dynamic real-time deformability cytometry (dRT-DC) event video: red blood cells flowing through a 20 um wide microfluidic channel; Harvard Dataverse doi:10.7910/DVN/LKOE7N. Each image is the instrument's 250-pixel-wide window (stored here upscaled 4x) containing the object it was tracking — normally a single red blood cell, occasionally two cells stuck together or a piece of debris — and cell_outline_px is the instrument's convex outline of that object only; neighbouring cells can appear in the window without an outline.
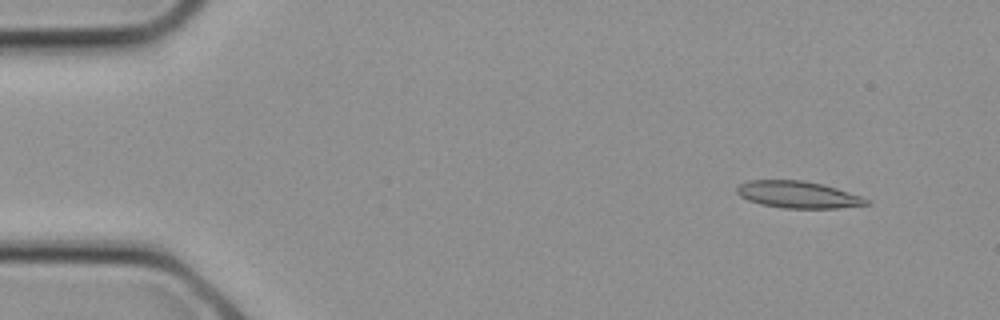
{"species": "common noctule bat (a hibernating species)", "species_latin": "Nyctalus noctula", "temperature_condition": "cold", "stored_images_in_passage": 10, "camera_frame_rate_fps": 3000, "um_per_image_px": 0.085, "animal": {"sex": "female", "body_mass_g": 21.9}, "frame": {"image": 1, "passage_image": 3, "time_ms": 0.667, "image_size_px": [1000, 320], "cell_outline_px": [[872, 204], [836, 208], [784, 208], [760, 204], [748, 200], [740, 196], [736, 192], [736, 188], [740, 184], [748, 180], [804, 180], [824, 184], [860, 196], [868, 200]], "centroid_in_image_um": [67.81, 16.54], "position_along_channel_um": 17.2, "area_um2": 20.29}}
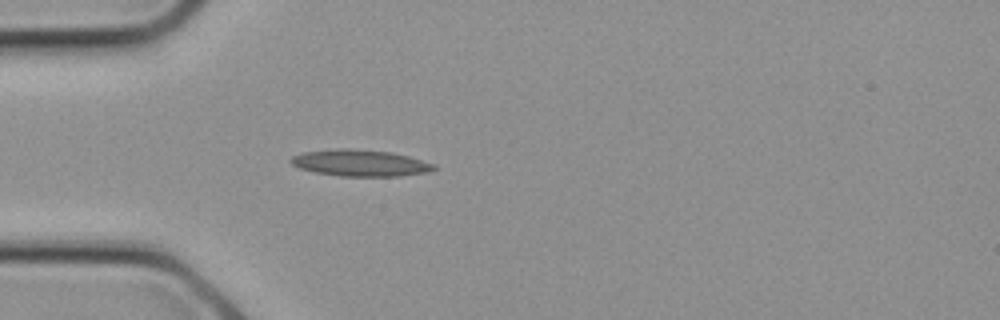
{"frame": {"image": 2, "passage_image": 8, "time_ms": 2.333, "image_size_px": [1000, 320], "cell_outline_px": [[440, 168], [428, 172], [400, 176], [340, 176], [316, 172], [300, 168], [292, 164], [288, 160], [292, 156], [304, 152], [336, 148], [352, 148], [392, 152], [408, 156], [436, 164]], "centroid_in_image_um": [30.66, 13.85], "position_along_channel_um": 54.3, "area_um2": 22.31}}
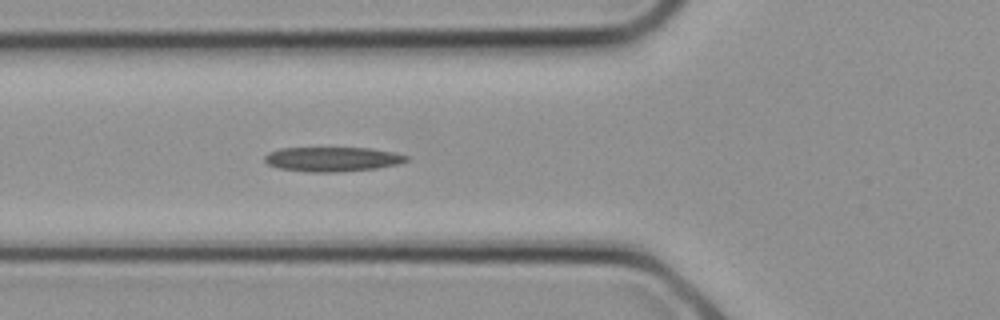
{"frame": {"image": 3, "passage_image": 10, "time_ms": 3.0, "image_size_px": [1000, 320], "cell_outline_px": [[408, 160], [400, 164], [376, 168], [336, 172], [308, 172], [280, 168], [268, 164], [264, 160], [264, 156], [268, 152], [280, 148], [372, 148], [396, 152], [408, 156]], "centroid_in_image_um": [28.28, 13.52], "position_along_channel_um": 97.5, "area_um2": 20.35}}